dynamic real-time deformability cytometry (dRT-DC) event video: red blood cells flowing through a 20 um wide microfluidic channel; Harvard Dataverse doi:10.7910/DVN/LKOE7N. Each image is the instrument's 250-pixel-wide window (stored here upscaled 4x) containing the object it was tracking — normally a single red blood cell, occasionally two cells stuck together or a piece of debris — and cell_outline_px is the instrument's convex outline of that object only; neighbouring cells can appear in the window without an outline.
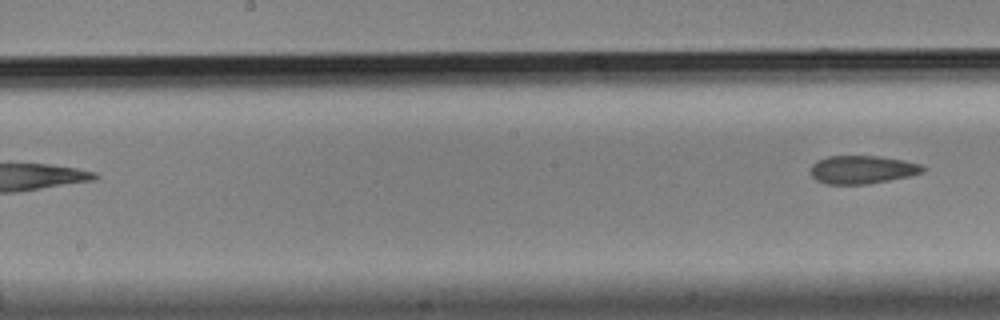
{"species": "Egyptian fruit bat (a non-hibernating species)", "species_latin": "Rousettus aegyptiacus", "temperature_condition": "cold", "stored_images_in_passage": 8, "segment_of_instrument_passage": [2, 2], "camera_frame_rate_fps": 3000, "um_per_image_px": 0.085, "animal": {"sex": "male"}, "frame": {"image": 1, "passage_image": 8, "time_ms": 2.333, "image_size_px": [1000, 320], "cell_outline_px": [[924, 172], [908, 176], [868, 184], [828, 184], [816, 180], [812, 176], [812, 164], [816, 160], [828, 156], [876, 156], [904, 160], [920, 164], [924, 168]], "centroid_in_image_um": [73.27, 14.41], "position_along_channel_um": 174.9, "area_um2": 18.26}}